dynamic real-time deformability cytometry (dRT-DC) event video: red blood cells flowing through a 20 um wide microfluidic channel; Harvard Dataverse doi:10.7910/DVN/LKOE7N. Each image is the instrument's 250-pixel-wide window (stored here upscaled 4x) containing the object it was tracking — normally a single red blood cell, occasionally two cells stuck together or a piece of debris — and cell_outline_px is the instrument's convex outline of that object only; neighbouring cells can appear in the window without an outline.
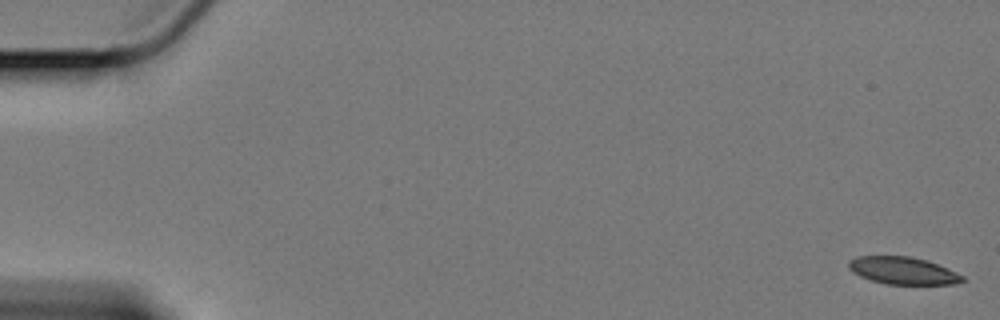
{"species": "Egyptian fruit bat (a non-hibernating species)", "species_latin": "Rousettus aegyptiacus", "temperature_condition": "cold", "stored_images_in_passage": 19, "camera_frame_rate_fps": 3000, "um_per_image_px": 0.085, "animal": {"sex": "female"}, "frame": {"image": 1, "passage_image": 1, "time_ms": 0.0, "image_size_px": [1000, 320], "cell_outline_px": [[964, 280], [956, 284], [884, 284], [860, 276], [852, 272], [848, 268], [848, 260], [856, 256], [908, 256], [924, 260], [948, 268], [964, 276]], "centroid_in_image_um": [76.71, 23.0], "position_along_channel_um": 8.3, "area_um2": 18.09}}
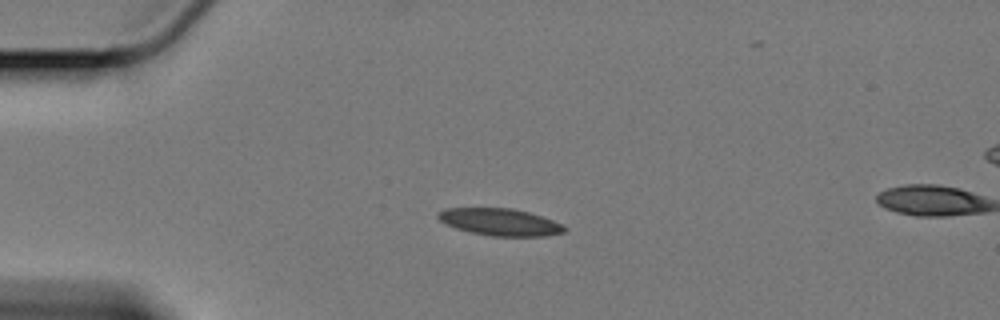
{"frame": {"image": 2, "passage_image": 15, "time_ms": 4.667, "image_size_px": [1000, 320], "cell_outline_px": [[568, 228], [564, 232], [548, 236], [492, 236], [472, 232], [456, 228], [444, 224], [436, 216], [436, 212], [444, 208], [512, 208], [528, 212], [564, 224]], "centroid_in_image_um": [42.49, 18.87], "position_along_channel_um": 42.5, "area_um2": 20.06}}